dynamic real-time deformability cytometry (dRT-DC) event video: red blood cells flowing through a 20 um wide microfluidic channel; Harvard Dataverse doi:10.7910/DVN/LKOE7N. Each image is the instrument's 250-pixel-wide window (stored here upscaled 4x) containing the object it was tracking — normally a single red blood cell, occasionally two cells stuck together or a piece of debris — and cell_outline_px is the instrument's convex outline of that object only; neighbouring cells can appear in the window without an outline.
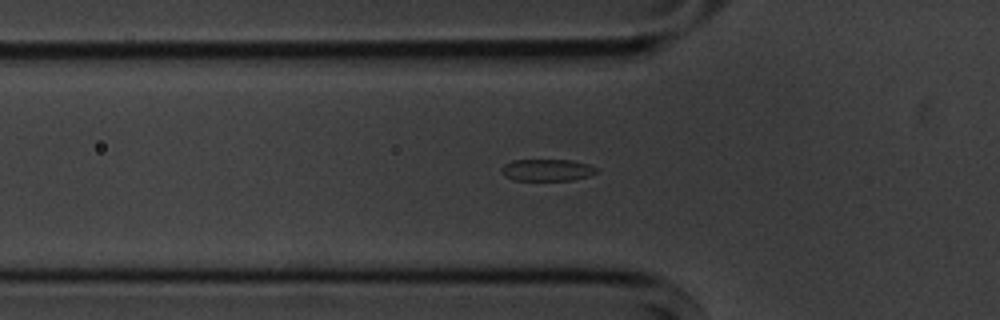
{"species": "common noctule bat (a hibernating species)", "species_latin": "Nyctalus noctula", "temperature_condition": "cold", "stored_images_in_passage": 53, "camera_frame_rate_fps": 3000, "um_per_image_px": 0.085, "animal": {"sex": "male", "body_mass_g": 20.1, "forearm_length_mm": 53.5}, "frame": {"image": 1, "passage_image": 18, "time_ms": 5.667, "image_size_px": [1000, 320], "cell_outline_px": [[600, 172], [588, 176], [572, 180], [512, 180], [504, 176], [500, 172], [500, 168], [504, 164], [512, 160], [572, 160], [588, 164], [600, 168]], "centroid_in_image_um": [46.51, 14.45], "position_along_channel_um": 79.3, "area_um2": 12.37}}
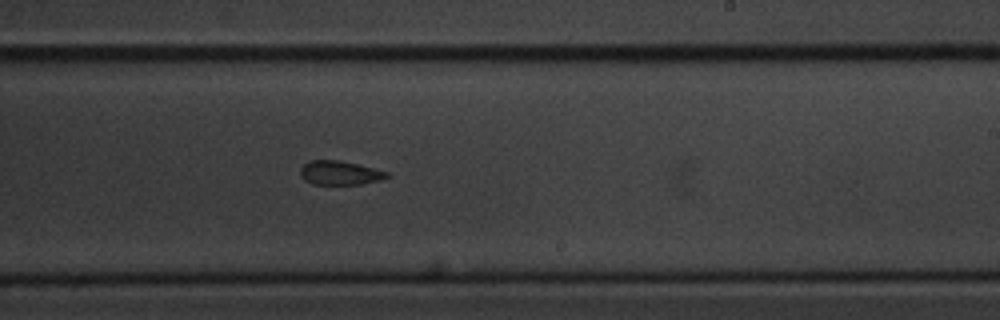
{"frame": {"image": 2, "passage_image": 33, "time_ms": 10.667, "image_size_px": [1000, 320], "cell_outline_px": [[388, 176], [380, 180], [360, 184], [312, 184], [304, 180], [300, 176], [300, 168], [308, 160], [340, 160], [388, 172]], "centroid_in_image_um": [28.82, 14.69], "position_along_channel_um": 260.2, "area_um2": 12.02}}
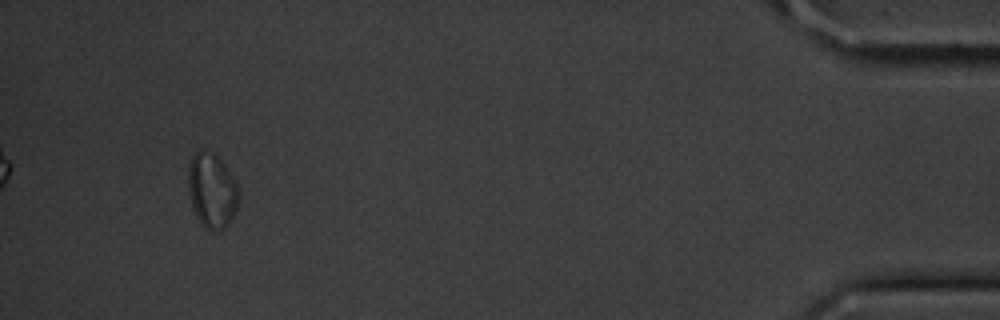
{"frame": {"image": 3, "passage_image": 52, "time_ms": 17.0, "image_size_px": [1000, 320], "cell_outline_px": [[240, 192], [236, 208], [228, 224], [220, 232], [216, 232], [204, 228], [200, 224], [196, 216], [192, 204], [188, 188], [188, 164], [192, 156], [196, 152], [200, 152], [216, 156], [224, 164], [240, 188]], "centroid_in_image_um": [18.02, 16.26], "position_along_channel_um": 417.2, "area_um2": 21.85}}